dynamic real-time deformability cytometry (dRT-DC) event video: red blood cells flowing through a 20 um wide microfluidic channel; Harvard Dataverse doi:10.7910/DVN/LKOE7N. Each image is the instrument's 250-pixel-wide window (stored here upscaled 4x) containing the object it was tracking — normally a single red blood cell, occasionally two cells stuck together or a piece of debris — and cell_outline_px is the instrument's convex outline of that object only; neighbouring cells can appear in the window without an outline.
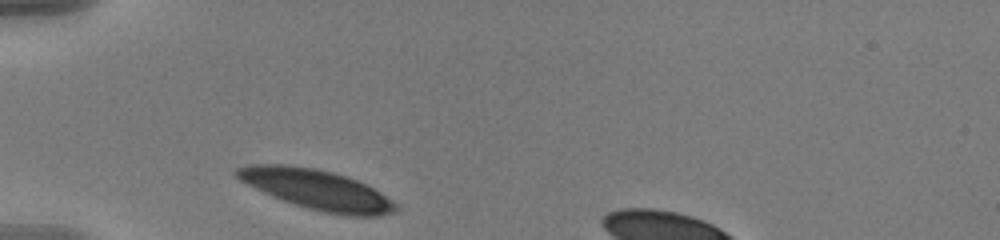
{"species": "human", "species_latin": "Homo sapiens", "temperature_condition": "warm", "stored_images_in_passage": 32, "camera_frame_rate_fps": 3000, "um_per_image_px": 0.085, "donor": {"sex": "male"}, "frame": {"image": 1, "passage_image": 1, "time_ms": 0.0, "image_size_px": [1000, 240], "cell_outline_px": [[400, 208], [396, 212], [380, 216], [344, 216], [324, 212], [308, 208], [272, 196], [240, 180], [232, 172], [236, 168], [252, 164], [284, 164], [316, 168], [332, 172], [356, 180], [380, 192], [396, 204]], "centroid_in_image_um": [26.94, 16.12], "position_along_channel_um": 58.1, "area_um2": 36.7}}
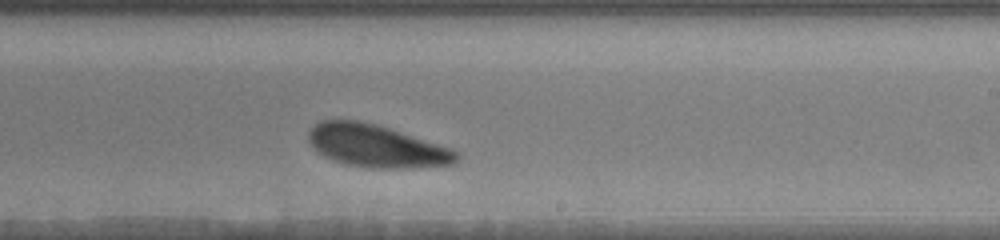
{"frame": {"image": 2, "passage_image": 19, "time_ms": 6.0, "image_size_px": [1000, 240], "cell_outline_px": [[460, 160], [452, 164], [412, 168], [368, 168], [344, 164], [332, 160], [316, 152], [308, 140], [308, 132], [320, 120], [356, 120], [376, 124], [452, 148], [460, 152]], "centroid_in_image_um": [32.01, 12.42], "position_along_channel_um": 257.0, "area_um2": 36.93}}
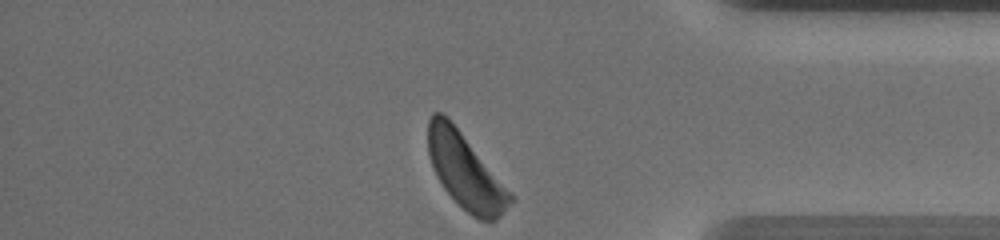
{"frame": {"image": 3, "passage_image": 32, "time_ms": 10.333, "image_size_px": [1000, 240], "cell_outline_px": [[516, 200], [496, 220], [480, 220], [472, 216], [444, 188], [436, 176], [428, 156], [428, 120], [432, 112], [440, 112], [448, 116]], "centroid_in_image_um": [39.53, 14.54], "position_along_channel_um": 395.7, "area_um2": 35.32}, "authors_computed_cell_mechanics": {"area_um2": 37.4255, "velocity_mm_per_s": 3.5358, "shape_relaxation_time_tau1_ms": 1.9486, "shape_relaxation_time_tau2_ms": null, "deformation_change_tau1": 0.0918, "deformation_change_tau2": null}}